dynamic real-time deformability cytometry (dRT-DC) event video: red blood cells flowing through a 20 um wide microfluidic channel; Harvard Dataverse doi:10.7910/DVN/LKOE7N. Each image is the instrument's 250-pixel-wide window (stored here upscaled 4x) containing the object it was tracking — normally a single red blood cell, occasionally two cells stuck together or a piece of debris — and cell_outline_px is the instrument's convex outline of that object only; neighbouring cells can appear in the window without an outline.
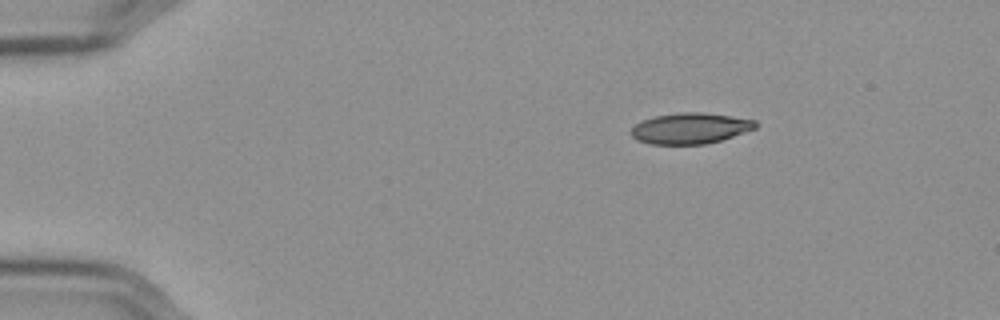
{"species": "Egyptian fruit bat (a non-hibernating species)", "species_latin": "Rousettus aegyptiacus", "temperature_condition": "cold", "stored_images_in_passage": 48, "camera_frame_rate_fps": 3000, "um_per_image_px": 0.085, "frame": {"image": 1, "passage_image": 1, "time_ms": 0.0, "image_size_px": [1000, 320], "cell_outline_px": [[760, 124], [756, 128], [720, 140], [704, 144], [652, 144], [636, 140], [628, 132], [636, 124], [644, 120], [656, 116], [680, 112], [704, 112], [732, 116], [756, 120]], "centroid_in_image_um": [58.68, 10.9], "position_along_channel_um": 26.3, "area_um2": 22.37}}
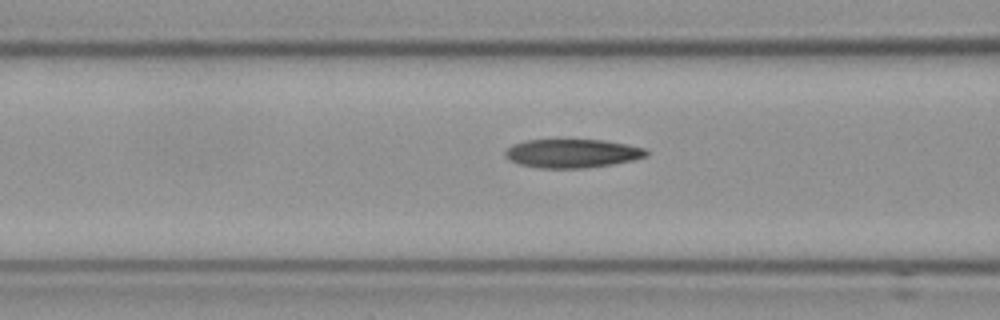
{"frame": {"image": 2, "passage_image": 15, "time_ms": 4.667, "image_size_px": [1000, 320], "cell_outline_px": [[648, 156], [632, 160], [612, 164], [584, 168], [540, 168], [520, 164], [508, 160], [504, 156], [504, 152], [512, 144], [528, 140], [604, 140], [628, 144], [644, 148], [648, 152]], "centroid_in_image_um": [48.63, 13.04], "position_along_channel_um": 118.0, "area_um2": 23.58}}
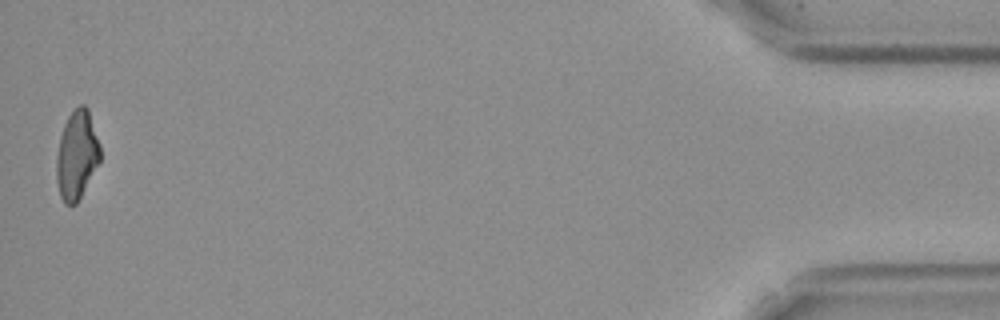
{"frame": {"image": 3, "passage_image": 48, "time_ms": 15.667, "image_size_px": [1000, 320], "cell_outline_px": [[100, 160], [76, 204], [64, 204], [60, 196], [56, 180], [56, 156], [60, 136], [64, 124], [68, 116], [80, 104], [84, 104], [88, 108], [100, 144]], "centroid_in_image_um": [6.51, 13.16], "position_along_channel_um": 428.7, "area_um2": 22.48}, "authors_computed_cell_mechanics": {"area_um2": 23.3223, "velocity_mm_per_s": 3.604, "shape_relaxation_time_tau1_ms": 10.8554, "shape_relaxation_time_tau2_ms": 3.6266, "deformation_change_tau1": 0.2451, "deformation_change_tau2": 0.122}}